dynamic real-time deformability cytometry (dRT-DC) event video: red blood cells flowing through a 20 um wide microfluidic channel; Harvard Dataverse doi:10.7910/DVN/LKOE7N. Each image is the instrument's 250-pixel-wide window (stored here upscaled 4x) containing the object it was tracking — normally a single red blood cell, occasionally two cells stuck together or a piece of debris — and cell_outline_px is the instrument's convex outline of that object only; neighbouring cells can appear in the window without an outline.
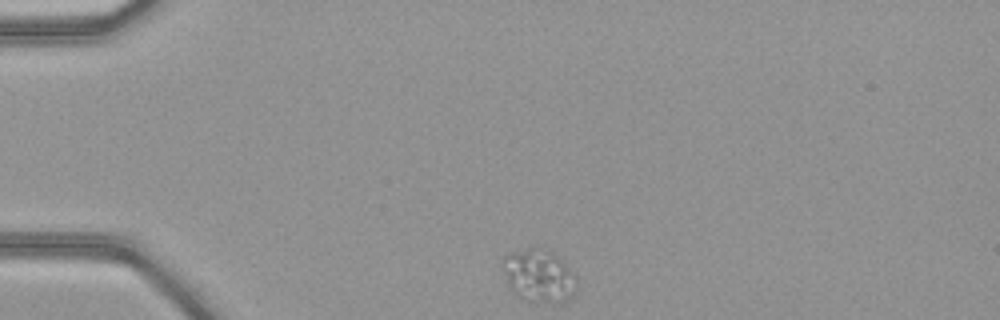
{"species": "common noctule bat (a hibernating species)", "species_latin": "Nyctalus noctula", "temperature_condition": "warm", "stored_images_in_passage": 42, "camera_frame_rate_fps": 3000, "um_per_image_px": 0.085, "animal": {"sex": "female", "body_mass_g": 21.9}, "frame": {"image": 1, "passage_image": 1, "time_ms": 0.0, "image_size_px": [1000, 320], "cell_outline_px": [[580, 284], [576, 292], [564, 304], [556, 304], [524, 300], [516, 296], [512, 292], [504, 272], [500, 260], [508, 252], [528, 248], [548, 248], [572, 268]], "centroid_in_image_um": [45.86, 23.45], "position_along_channel_um": 39.1, "area_um2": 23.81}}
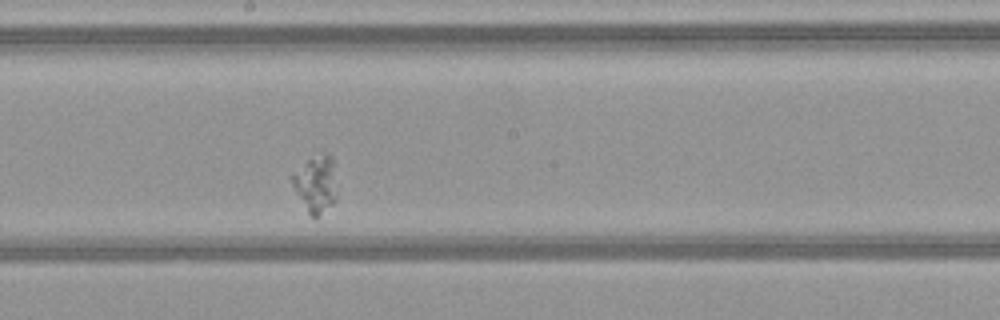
{"frame": {"image": 2, "passage_image": 19, "time_ms": 6.0, "image_size_px": [1000, 320], "cell_outline_px": [[336, 200], [316, 216], [308, 216], [292, 184], [292, 176], [308, 160], [324, 152], [332, 156], [336, 196]], "centroid_in_image_um": [26.84, 15.65], "position_along_channel_um": 221.4, "area_um2": 14.22}}
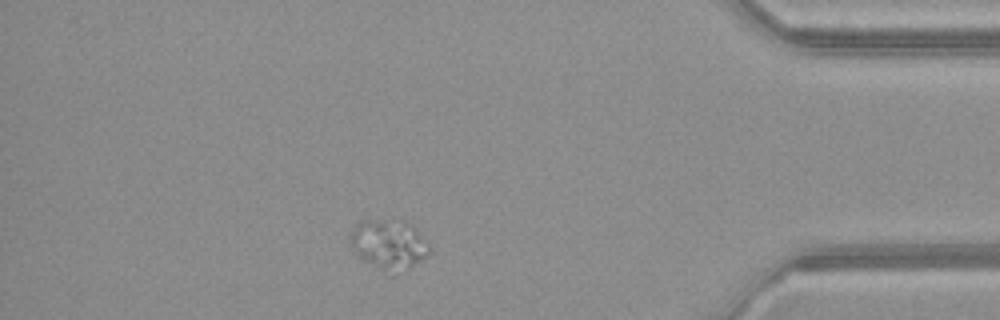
{"frame": {"image": 3, "passage_image": 36, "time_ms": 11.667, "image_size_px": [1000, 320], "cell_outline_px": [[432, 248], [424, 256], [408, 268], [396, 276], [392, 276], [356, 256], [348, 240], [352, 228], [356, 224], [364, 220], [404, 220]], "centroid_in_image_um": [32.97, 20.81], "position_along_channel_um": 402.2, "area_um2": 22.89}}